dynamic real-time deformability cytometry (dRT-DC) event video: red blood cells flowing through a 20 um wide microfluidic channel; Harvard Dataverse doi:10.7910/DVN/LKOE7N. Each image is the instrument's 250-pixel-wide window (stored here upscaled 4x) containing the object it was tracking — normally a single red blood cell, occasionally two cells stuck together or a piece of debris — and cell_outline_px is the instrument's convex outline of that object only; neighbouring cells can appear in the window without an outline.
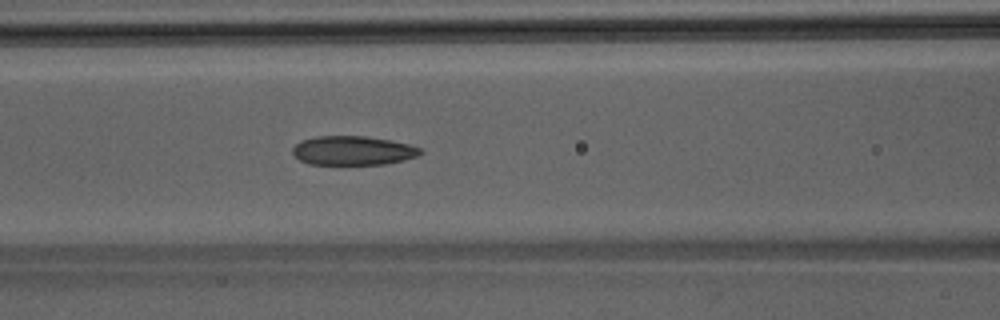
{"species": "Egyptian fruit bat (a non-hibernating species)", "species_latin": "Rousettus aegyptiacus", "temperature_condition": "room temperature", "stored_images_in_passage": 32, "camera_frame_rate_fps": 3000, "um_per_image_px": 0.085, "animal": {"sex": "male"}, "frame": {"image": 1, "passage_image": 8, "time_ms": 2.333, "image_size_px": [1000, 320], "cell_outline_px": [[424, 152], [416, 156], [404, 160], [384, 164], [308, 164], [300, 160], [292, 152], [292, 148], [300, 140], [316, 136], [364, 136], [388, 140], [408, 144], [420, 148]], "centroid_in_image_um": [29.97, 12.79], "position_along_channel_um": 136.6, "area_um2": 21.56}}
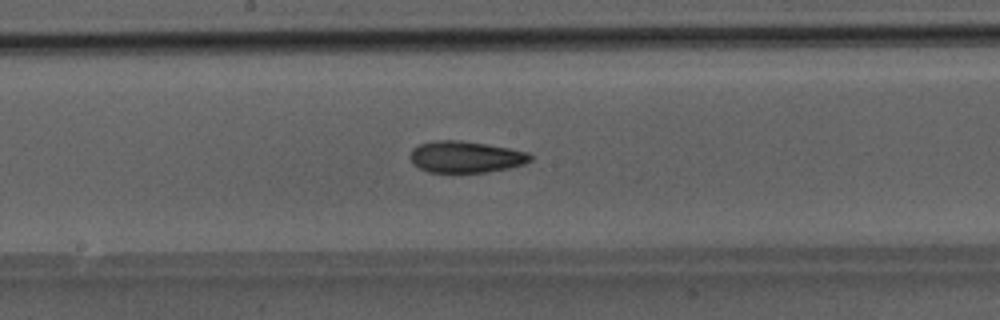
{"frame": {"image": 2, "passage_image": 13, "time_ms": 4.0, "image_size_px": [1000, 320], "cell_outline_px": [[532, 160], [524, 164], [508, 168], [484, 172], [428, 172], [412, 164], [412, 148], [420, 144], [436, 140], [460, 140], [508, 148], [528, 152], [532, 156]], "centroid_in_image_um": [39.59, 13.33], "position_along_channel_um": 208.6, "area_um2": 21.85}}
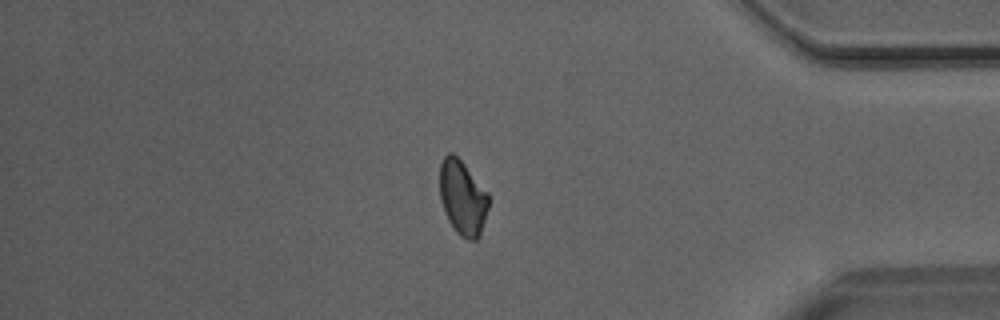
{"frame": {"image": 3, "passage_image": 28, "time_ms": 9.0, "image_size_px": [1000, 320], "cell_outline_px": [[488, 208], [480, 236], [476, 240], [468, 240], [460, 236], [456, 232], [448, 220], [444, 212], [440, 200], [440, 164], [444, 156], [448, 152], [452, 152], [464, 164], [488, 192]], "centroid_in_image_um": [39.31, 16.82], "position_along_channel_um": 395.9, "area_um2": 21.33}}